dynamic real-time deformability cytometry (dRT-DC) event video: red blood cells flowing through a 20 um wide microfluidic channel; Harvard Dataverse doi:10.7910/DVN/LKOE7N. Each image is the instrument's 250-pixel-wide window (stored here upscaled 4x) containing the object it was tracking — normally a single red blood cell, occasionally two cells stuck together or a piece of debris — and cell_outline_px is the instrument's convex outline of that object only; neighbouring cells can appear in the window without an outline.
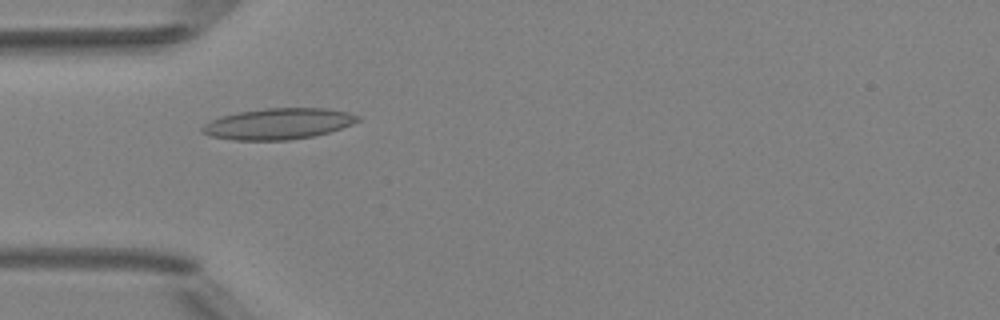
{"species": "Egyptian fruit bat (a non-hibernating species)", "species_latin": "Rousettus aegyptiacus", "temperature_condition": "room temperature", "stored_images_in_passage": 5, "camera_frame_rate_fps": 3000, "um_per_image_px": 0.085, "animal": {"sex": "female"}, "frame": {"image": 1, "passage_image": 5, "time_ms": 4.667, "image_size_px": [1000, 320], "cell_outline_px": [[360, 120], [352, 124], [328, 132], [312, 136], [288, 140], [232, 140], [208, 136], [200, 132], [200, 128], [204, 124], [212, 120], [224, 116], [240, 112], [264, 108], [324, 108], [348, 112], [360, 116]], "centroid_in_image_um": [23.63, 10.52], "position_along_channel_um": 61.4, "area_um2": 28.03}}